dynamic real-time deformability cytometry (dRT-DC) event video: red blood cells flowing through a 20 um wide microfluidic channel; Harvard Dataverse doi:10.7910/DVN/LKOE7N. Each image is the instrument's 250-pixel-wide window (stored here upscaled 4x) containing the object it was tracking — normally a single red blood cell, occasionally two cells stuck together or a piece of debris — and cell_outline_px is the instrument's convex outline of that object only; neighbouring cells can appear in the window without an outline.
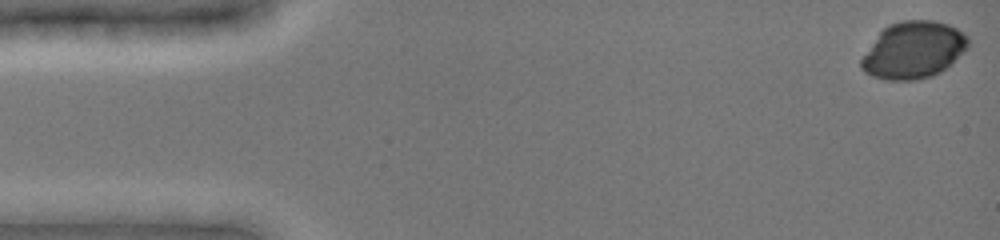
{"species": "common noctule bat (a hibernating species)", "species_latin": "Nyctalus noctula", "temperature_condition": "cold", "stored_images_in_passage": 69, "camera_frame_rate_fps": 3000, "um_per_image_px": 0.085, "animal": {"sex": "female", "body_mass_g": 19.0, "forearm_length_mm": 51.5}, "frame": {"image": 1, "passage_image": 1, "time_ms": 0.0, "image_size_px": [1000, 240], "cell_outline_px": [[968, 48], [952, 64], [940, 72], [932, 76], [916, 80], [884, 80], [872, 76], [864, 72], [860, 68], [860, 60], [880, 32], [888, 24], [904, 20], [932, 20], [948, 24], [964, 32], [968, 36]], "centroid_in_image_um": [77.66, 4.27], "position_along_channel_um": 7.3, "area_um2": 35.6}}